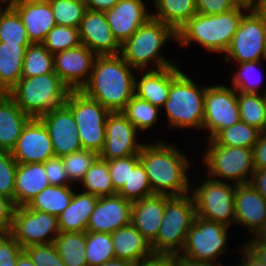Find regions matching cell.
Wrapping results in <instances>:
<instances>
[{
	"mask_svg": "<svg viewBox=\"0 0 266 266\" xmlns=\"http://www.w3.org/2000/svg\"><path fill=\"white\" fill-rule=\"evenodd\" d=\"M237 91L228 85L206 86L202 130L213 139L222 129L239 122Z\"/></svg>",
	"mask_w": 266,
	"mask_h": 266,
	"instance_id": "cell-13",
	"label": "cell"
},
{
	"mask_svg": "<svg viewBox=\"0 0 266 266\" xmlns=\"http://www.w3.org/2000/svg\"><path fill=\"white\" fill-rule=\"evenodd\" d=\"M16 266H36L29 255L23 250L18 257Z\"/></svg>",
	"mask_w": 266,
	"mask_h": 266,
	"instance_id": "cell-61",
	"label": "cell"
},
{
	"mask_svg": "<svg viewBox=\"0 0 266 266\" xmlns=\"http://www.w3.org/2000/svg\"><path fill=\"white\" fill-rule=\"evenodd\" d=\"M258 9L265 15L266 17V0H261L260 5L258 6Z\"/></svg>",
	"mask_w": 266,
	"mask_h": 266,
	"instance_id": "cell-64",
	"label": "cell"
},
{
	"mask_svg": "<svg viewBox=\"0 0 266 266\" xmlns=\"http://www.w3.org/2000/svg\"><path fill=\"white\" fill-rule=\"evenodd\" d=\"M42 44L52 54L78 47L81 44L79 28L56 25L48 32Z\"/></svg>",
	"mask_w": 266,
	"mask_h": 266,
	"instance_id": "cell-44",
	"label": "cell"
},
{
	"mask_svg": "<svg viewBox=\"0 0 266 266\" xmlns=\"http://www.w3.org/2000/svg\"><path fill=\"white\" fill-rule=\"evenodd\" d=\"M5 5H3L2 2H0V11L2 10V7H4Z\"/></svg>",
	"mask_w": 266,
	"mask_h": 266,
	"instance_id": "cell-70",
	"label": "cell"
},
{
	"mask_svg": "<svg viewBox=\"0 0 266 266\" xmlns=\"http://www.w3.org/2000/svg\"><path fill=\"white\" fill-rule=\"evenodd\" d=\"M100 266H139V262L127 261L119 258H114L105 262Z\"/></svg>",
	"mask_w": 266,
	"mask_h": 266,
	"instance_id": "cell-60",
	"label": "cell"
},
{
	"mask_svg": "<svg viewBox=\"0 0 266 266\" xmlns=\"http://www.w3.org/2000/svg\"><path fill=\"white\" fill-rule=\"evenodd\" d=\"M85 257L88 266H100L114 259L111 233L86 231Z\"/></svg>",
	"mask_w": 266,
	"mask_h": 266,
	"instance_id": "cell-40",
	"label": "cell"
},
{
	"mask_svg": "<svg viewBox=\"0 0 266 266\" xmlns=\"http://www.w3.org/2000/svg\"><path fill=\"white\" fill-rule=\"evenodd\" d=\"M241 253L240 258L247 266H265L263 262L255 255V253L244 243L236 248Z\"/></svg>",
	"mask_w": 266,
	"mask_h": 266,
	"instance_id": "cell-56",
	"label": "cell"
},
{
	"mask_svg": "<svg viewBox=\"0 0 266 266\" xmlns=\"http://www.w3.org/2000/svg\"><path fill=\"white\" fill-rule=\"evenodd\" d=\"M98 156L94 151L82 149L61 157L69 181L73 184L80 183Z\"/></svg>",
	"mask_w": 266,
	"mask_h": 266,
	"instance_id": "cell-45",
	"label": "cell"
},
{
	"mask_svg": "<svg viewBox=\"0 0 266 266\" xmlns=\"http://www.w3.org/2000/svg\"><path fill=\"white\" fill-rule=\"evenodd\" d=\"M261 133H265L266 134V115H265V122H264V125H263Z\"/></svg>",
	"mask_w": 266,
	"mask_h": 266,
	"instance_id": "cell-67",
	"label": "cell"
},
{
	"mask_svg": "<svg viewBox=\"0 0 266 266\" xmlns=\"http://www.w3.org/2000/svg\"><path fill=\"white\" fill-rule=\"evenodd\" d=\"M79 192V193H78ZM94 194L77 191L69 206L58 216L60 232H86L92 212L98 201Z\"/></svg>",
	"mask_w": 266,
	"mask_h": 266,
	"instance_id": "cell-29",
	"label": "cell"
},
{
	"mask_svg": "<svg viewBox=\"0 0 266 266\" xmlns=\"http://www.w3.org/2000/svg\"><path fill=\"white\" fill-rule=\"evenodd\" d=\"M82 45L96 55H118L121 44L117 41L107 23L104 11L87 9L79 26Z\"/></svg>",
	"mask_w": 266,
	"mask_h": 266,
	"instance_id": "cell-19",
	"label": "cell"
},
{
	"mask_svg": "<svg viewBox=\"0 0 266 266\" xmlns=\"http://www.w3.org/2000/svg\"><path fill=\"white\" fill-rule=\"evenodd\" d=\"M250 184L266 199V168L255 169Z\"/></svg>",
	"mask_w": 266,
	"mask_h": 266,
	"instance_id": "cell-54",
	"label": "cell"
},
{
	"mask_svg": "<svg viewBox=\"0 0 266 266\" xmlns=\"http://www.w3.org/2000/svg\"><path fill=\"white\" fill-rule=\"evenodd\" d=\"M75 187L50 185L43 189L29 203L28 207L51 215L59 216L70 204Z\"/></svg>",
	"mask_w": 266,
	"mask_h": 266,
	"instance_id": "cell-32",
	"label": "cell"
},
{
	"mask_svg": "<svg viewBox=\"0 0 266 266\" xmlns=\"http://www.w3.org/2000/svg\"><path fill=\"white\" fill-rule=\"evenodd\" d=\"M173 266H217L206 262H197L182 256L181 254L173 255Z\"/></svg>",
	"mask_w": 266,
	"mask_h": 266,
	"instance_id": "cell-59",
	"label": "cell"
},
{
	"mask_svg": "<svg viewBox=\"0 0 266 266\" xmlns=\"http://www.w3.org/2000/svg\"><path fill=\"white\" fill-rule=\"evenodd\" d=\"M117 194L131 202L141 200L154 194L146 171L140 161L133 169H130L128 181L125 182L122 189Z\"/></svg>",
	"mask_w": 266,
	"mask_h": 266,
	"instance_id": "cell-42",
	"label": "cell"
},
{
	"mask_svg": "<svg viewBox=\"0 0 266 266\" xmlns=\"http://www.w3.org/2000/svg\"><path fill=\"white\" fill-rule=\"evenodd\" d=\"M115 258L141 262L154 255L150 242L130 223L111 233Z\"/></svg>",
	"mask_w": 266,
	"mask_h": 266,
	"instance_id": "cell-28",
	"label": "cell"
},
{
	"mask_svg": "<svg viewBox=\"0 0 266 266\" xmlns=\"http://www.w3.org/2000/svg\"><path fill=\"white\" fill-rule=\"evenodd\" d=\"M120 54L97 55L90 78L81 91L110 112L122 111L134 96L135 73Z\"/></svg>",
	"mask_w": 266,
	"mask_h": 266,
	"instance_id": "cell-2",
	"label": "cell"
},
{
	"mask_svg": "<svg viewBox=\"0 0 266 266\" xmlns=\"http://www.w3.org/2000/svg\"><path fill=\"white\" fill-rule=\"evenodd\" d=\"M253 158L255 169L266 168V134L260 133V136L253 147Z\"/></svg>",
	"mask_w": 266,
	"mask_h": 266,
	"instance_id": "cell-53",
	"label": "cell"
},
{
	"mask_svg": "<svg viewBox=\"0 0 266 266\" xmlns=\"http://www.w3.org/2000/svg\"><path fill=\"white\" fill-rule=\"evenodd\" d=\"M39 119L48 130L55 157H63L83 149L76 121L65 105L49 111Z\"/></svg>",
	"mask_w": 266,
	"mask_h": 266,
	"instance_id": "cell-18",
	"label": "cell"
},
{
	"mask_svg": "<svg viewBox=\"0 0 266 266\" xmlns=\"http://www.w3.org/2000/svg\"><path fill=\"white\" fill-rule=\"evenodd\" d=\"M206 142L201 156L208 177L235 185L250 183L255 171L253 149L219 145L213 139Z\"/></svg>",
	"mask_w": 266,
	"mask_h": 266,
	"instance_id": "cell-8",
	"label": "cell"
},
{
	"mask_svg": "<svg viewBox=\"0 0 266 266\" xmlns=\"http://www.w3.org/2000/svg\"><path fill=\"white\" fill-rule=\"evenodd\" d=\"M196 217L191 192L182 196L165 195V211L156 238L150 243L154 254H179Z\"/></svg>",
	"mask_w": 266,
	"mask_h": 266,
	"instance_id": "cell-7",
	"label": "cell"
},
{
	"mask_svg": "<svg viewBox=\"0 0 266 266\" xmlns=\"http://www.w3.org/2000/svg\"><path fill=\"white\" fill-rule=\"evenodd\" d=\"M97 55L80 44L54 54V72L70 91H81L87 84Z\"/></svg>",
	"mask_w": 266,
	"mask_h": 266,
	"instance_id": "cell-16",
	"label": "cell"
},
{
	"mask_svg": "<svg viewBox=\"0 0 266 266\" xmlns=\"http://www.w3.org/2000/svg\"><path fill=\"white\" fill-rule=\"evenodd\" d=\"M53 244L65 266H88L86 232H60Z\"/></svg>",
	"mask_w": 266,
	"mask_h": 266,
	"instance_id": "cell-33",
	"label": "cell"
},
{
	"mask_svg": "<svg viewBox=\"0 0 266 266\" xmlns=\"http://www.w3.org/2000/svg\"><path fill=\"white\" fill-rule=\"evenodd\" d=\"M15 209L14 201L0 194V233L10 231Z\"/></svg>",
	"mask_w": 266,
	"mask_h": 266,
	"instance_id": "cell-52",
	"label": "cell"
},
{
	"mask_svg": "<svg viewBox=\"0 0 266 266\" xmlns=\"http://www.w3.org/2000/svg\"><path fill=\"white\" fill-rule=\"evenodd\" d=\"M261 63L262 61H250L237 64L238 70H234L231 74V86L240 93L259 94V90L262 91L260 88L262 77L259 69Z\"/></svg>",
	"mask_w": 266,
	"mask_h": 266,
	"instance_id": "cell-41",
	"label": "cell"
},
{
	"mask_svg": "<svg viewBox=\"0 0 266 266\" xmlns=\"http://www.w3.org/2000/svg\"><path fill=\"white\" fill-rule=\"evenodd\" d=\"M264 93L237 92L240 119L244 123L262 131L266 115V89Z\"/></svg>",
	"mask_w": 266,
	"mask_h": 266,
	"instance_id": "cell-35",
	"label": "cell"
},
{
	"mask_svg": "<svg viewBox=\"0 0 266 266\" xmlns=\"http://www.w3.org/2000/svg\"><path fill=\"white\" fill-rule=\"evenodd\" d=\"M76 2H80V3H83L84 5L87 6L89 0H75Z\"/></svg>",
	"mask_w": 266,
	"mask_h": 266,
	"instance_id": "cell-68",
	"label": "cell"
},
{
	"mask_svg": "<svg viewBox=\"0 0 266 266\" xmlns=\"http://www.w3.org/2000/svg\"><path fill=\"white\" fill-rule=\"evenodd\" d=\"M260 240L266 241V220L264 226L260 229V231L255 235Z\"/></svg>",
	"mask_w": 266,
	"mask_h": 266,
	"instance_id": "cell-63",
	"label": "cell"
},
{
	"mask_svg": "<svg viewBox=\"0 0 266 266\" xmlns=\"http://www.w3.org/2000/svg\"><path fill=\"white\" fill-rule=\"evenodd\" d=\"M83 192L94 194L97 197L112 196L117 194L114 190L108 170V161L99 156L86 171V175L79 183Z\"/></svg>",
	"mask_w": 266,
	"mask_h": 266,
	"instance_id": "cell-34",
	"label": "cell"
},
{
	"mask_svg": "<svg viewBox=\"0 0 266 266\" xmlns=\"http://www.w3.org/2000/svg\"><path fill=\"white\" fill-rule=\"evenodd\" d=\"M139 266H173V255L154 254L139 262Z\"/></svg>",
	"mask_w": 266,
	"mask_h": 266,
	"instance_id": "cell-57",
	"label": "cell"
},
{
	"mask_svg": "<svg viewBox=\"0 0 266 266\" xmlns=\"http://www.w3.org/2000/svg\"><path fill=\"white\" fill-rule=\"evenodd\" d=\"M132 202L115 194L99 197L86 231L113 233L131 223Z\"/></svg>",
	"mask_w": 266,
	"mask_h": 266,
	"instance_id": "cell-20",
	"label": "cell"
},
{
	"mask_svg": "<svg viewBox=\"0 0 266 266\" xmlns=\"http://www.w3.org/2000/svg\"><path fill=\"white\" fill-rule=\"evenodd\" d=\"M161 109L134 95L121 111L141 132L149 130L159 120Z\"/></svg>",
	"mask_w": 266,
	"mask_h": 266,
	"instance_id": "cell-36",
	"label": "cell"
},
{
	"mask_svg": "<svg viewBox=\"0 0 266 266\" xmlns=\"http://www.w3.org/2000/svg\"><path fill=\"white\" fill-rule=\"evenodd\" d=\"M228 229L224 224L196 216L179 254L197 262L223 266L218 257L228 250Z\"/></svg>",
	"mask_w": 266,
	"mask_h": 266,
	"instance_id": "cell-10",
	"label": "cell"
},
{
	"mask_svg": "<svg viewBox=\"0 0 266 266\" xmlns=\"http://www.w3.org/2000/svg\"><path fill=\"white\" fill-rule=\"evenodd\" d=\"M238 4L249 6L250 8H258L261 0H235Z\"/></svg>",
	"mask_w": 266,
	"mask_h": 266,
	"instance_id": "cell-62",
	"label": "cell"
},
{
	"mask_svg": "<svg viewBox=\"0 0 266 266\" xmlns=\"http://www.w3.org/2000/svg\"><path fill=\"white\" fill-rule=\"evenodd\" d=\"M44 163H18L15 178V205L26 206L43 189L49 187Z\"/></svg>",
	"mask_w": 266,
	"mask_h": 266,
	"instance_id": "cell-27",
	"label": "cell"
},
{
	"mask_svg": "<svg viewBox=\"0 0 266 266\" xmlns=\"http://www.w3.org/2000/svg\"><path fill=\"white\" fill-rule=\"evenodd\" d=\"M239 261L240 262L237 263V265H232V266H247L241 259Z\"/></svg>",
	"mask_w": 266,
	"mask_h": 266,
	"instance_id": "cell-69",
	"label": "cell"
},
{
	"mask_svg": "<svg viewBox=\"0 0 266 266\" xmlns=\"http://www.w3.org/2000/svg\"><path fill=\"white\" fill-rule=\"evenodd\" d=\"M0 42L19 45L32 44L21 17L10 5H5L0 11Z\"/></svg>",
	"mask_w": 266,
	"mask_h": 266,
	"instance_id": "cell-38",
	"label": "cell"
},
{
	"mask_svg": "<svg viewBox=\"0 0 266 266\" xmlns=\"http://www.w3.org/2000/svg\"><path fill=\"white\" fill-rule=\"evenodd\" d=\"M197 13L217 15L235 8L238 3L235 0H195Z\"/></svg>",
	"mask_w": 266,
	"mask_h": 266,
	"instance_id": "cell-50",
	"label": "cell"
},
{
	"mask_svg": "<svg viewBox=\"0 0 266 266\" xmlns=\"http://www.w3.org/2000/svg\"><path fill=\"white\" fill-rule=\"evenodd\" d=\"M16 1H19V0H0V2H2L3 4H6V5H11Z\"/></svg>",
	"mask_w": 266,
	"mask_h": 266,
	"instance_id": "cell-66",
	"label": "cell"
},
{
	"mask_svg": "<svg viewBox=\"0 0 266 266\" xmlns=\"http://www.w3.org/2000/svg\"><path fill=\"white\" fill-rule=\"evenodd\" d=\"M9 233L23 249L33 244L53 243L60 233L58 217L32 210L27 205L19 206L15 209Z\"/></svg>",
	"mask_w": 266,
	"mask_h": 266,
	"instance_id": "cell-14",
	"label": "cell"
},
{
	"mask_svg": "<svg viewBox=\"0 0 266 266\" xmlns=\"http://www.w3.org/2000/svg\"><path fill=\"white\" fill-rule=\"evenodd\" d=\"M64 105L76 121L82 148L99 155L105 144L106 118L110 111L82 91H70Z\"/></svg>",
	"mask_w": 266,
	"mask_h": 266,
	"instance_id": "cell-9",
	"label": "cell"
},
{
	"mask_svg": "<svg viewBox=\"0 0 266 266\" xmlns=\"http://www.w3.org/2000/svg\"><path fill=\"white\" fill-rule=\"evenodd\" d=\"M178 65L171 66V86L168 100L161 107L166 110L168 126L179 129H202L206 87L197 85Z\"/></svg>",
	"mask_w": 266,
	"mask_h": 266,
	"instance_id": "cell-4",
	"label": "cell"
},
{
	"mask_svg": "<svg viewBox=\"0 0 266 266\" xmlns=\"http://www.w3.org/2000/svg\"><path fill=\"white\" fill-rule=\"evenodd\" d=\"M261 131L239 121L236 124L222 129L213 140L219 145L251 148L255 146Z\"/></svg>",
	"mask_w": 266,
	"mask_h": 266,
	"instance_id": "cell-39",
	"label": "cell"
},
{
	"mask_svg": "<svg viewBox=\"0 0 266 266\" xmlns=\"http://www.w3.org/2000/svg\"><path fill=\"white\" fill-rule=\"evenodd\" d=\"M104 14L114 37L121 45L151 17L144 0H120Z\"/></svg>",
	"mask_w": 266,
	"mask_h": 266,
	"instance_id": "cell-21",
	"label": "cell"
},
{
	"mask_svg": "<svg viewBox=\"0 0 266 266\" xmlns=\"http://www.w3.org/2000/svg\"><path fill=\"white\" fill-rule=\"evenodd\" d=\"M170 39L176 42V32L170 26L150 17L121 45L120 55L137 71L169 67L175 63L163 57L161 51ZM151 63H154V68Z\"/></svg>",
	"mask_w": 266,
	"mask_h": 266,
	"instance_id": "cell-5",
	"label": "cell"
},
{
	"mask_svg": "<svg viewBox=\"0 0 266 266\" xmlns=\"http://www.w3.org/2000/svg\"><path fill=\"white\" fill-rule=\"evenodd\" d=\"M56 25L79 28L87 6L75 0H48Z\"/></svg>",
	"mask_w": 266,
	"mask_h": 266,
	"instance_id": "cell-43",
	"label": "cell"
},
{
	"mask_svg": "<svg viewBox=\"0 0 266 266\" xmlns=\"http://www.w3.org/2000/svg\"><path fill=\"white\" fill-rule=\"evenodd\" d=\"M17 261H6L2 262L0 266H16Z\"/></svg>",
	"mask_w": 266,
	"mask_h": 266,
	"instance_id": "cell-65",
	"label": "cell"
},
{
	"mask_svg": "<svg viewBox=\"0 0 266 266\" xmlns=\"http://www.w3.org/2000/svg\"><path fill=\"white\" fill-rule=\"evenodd\" d=\"M120 0H89L87 9L93 11H106L114 7Z\"/></svg>",
	"mask_w": 266,
	"mask_h": 266,
	"instance_id": "cell-58",
	"label": "cell"
},
{
	"mask_svg": "<svg viewBox=\"0 0 266 266\" xmlns=\"http://www.w3.org/2000/svg\"><path fill=\"white\" fill-rule=\"evenodd\" d=\"M29 45L0 42V93H8L22 78L24 55Z\"/></svg>",
	"mask_w": 266,
	"mask_h": 266,
	"instance_id": "cell-30",
	"label": "cell"
},
{
	"mask_svg": "<svg viewBox=\"0 0 266 266\" xmlns=\"http://www.w3.org/2000/svg\"><path fill=\"white\" fill-rule=\"evenodd\" d=\"M18 163L9 151H0V194L15 203V178Z\"/></svg>",
	"mask_w": 266,
	"mask_h": 266,
	"instance_id": "cell-46",
	"label": "cell"
},
{
	"mask_svg": "<svg viewBox=\"0 0 266 266\" xmlns=\"http://www.w3.org/2000/svg\"><path fill=\"white\" fill-rule=\"evenodd\" d=\"M191 189L196 216L231 227L235 224V184L214 180L206 175Z\"/></svg>",
	"mask_w": 266,
	"mask_h": 266,
	"instance_id": "cell-11",
	"label": "cell"
},
{
	"mask_svg": "<svg viewBox=\"0 0 266 266\" xmlns=\"http://www.w3.org/2000/svg\"><path fill=\"white\" fill-rule=\"evenodd\" d=\"M54 72V54L42 43H32L26 49L22 66V77H34Z\"/></svg>",
	"mask_w": 266,
	"mask_h": 266,
	"instance_id": "cell-37",
	"label": "cell"
},
{
	"mask_svg": "<svg viewBox=\"0 0 266 266\" xmlns=\"http://www.w3.org/2000/svg\"><path fill=\"white\" fill-rule=\"evenodd\" d=\"M266 60V17L258 8H250L240 20L224 63L234 64ZM236 62V63H235Z\"/></svg>",
	"mask_w": 266,
	"mask_h": 266,
	"instance_id": "cell-12",
	"label": "cell"
},
{
	"mask_svg": "<svg viewBox=\"0 0 266 266\" xmlns=\"http://www.w3.org/2000/svg\"><path fill=\"white\" fill-rule=\"evenodd\" d=\"M140 161L139 155L108 160V170L114 190L118 193L130 176V169Z\"/></svg>",
	"mask_w": 266,
	"mask_h": 266,
	"instance_id": "cell-47",
	"label": "cell"
},
{
	"mask_svg": "<svg viewBox=\"0 0 266 266\" xmlns=\"http://www.w3.org/2000/svg\"><path fill=\"white\" fill-rule=\"evenodd\" d=\"M70 89L56 73L22 77L7 93L30 118H40L65 104Z\"/></svg>",
	"mask_w": 266,
	"mask_h": 266,
	"instance_id": "cell-6",
	"label": "cell"
},
{
	"mask_svg": "<svg viewBox=\"0 0 266 266\" xmlns=\"http://www.w3.org/2000/svg\"><path fill=\"white\" fill-rule=\"evenodd\" d=\"M185 155L175 145L159 139L142 146L139 158L154 194L182 196L191 192L193 185L187 172L192 164Z\"/></svg>",
	"mask_w": 266,
	"mask_h": 266,
	"instance_id": "cell-1",
	"label": "cell"
},
{
	"mask_svg": "<svg viewBox=\"0 0 266 266\" xmlns=\"http://www.w3.org/2000/svg\"><path fill=\"white\" fill-rule=\"evenodd\" d=\"M156 12L151 17L170 26L175 32L197 14L195 0H153Z\"/></svg>",
	"mask_w": 266,
	"mask_h": 266,
	"instance_id": "cell-31",
	"label": "cell"
},
{
	"mask_svg": "<svg viewBox=\"0 0 266 266\" xmlns=\"http://www.w3.org/2000/svg\"><path fill=\"white\" fill-rule=\"evenodd\" d=\"M165 211V194H153L132 202L131 224L150 243L156 238Z\"/></svg>",
	"mask_w": 266,
	"mask_h": 266,
	"instance_id": "cell-24",
	"label": "cell"
},
{
	"mask_svg": "<svg viewBox=\"0 0 266 266\" xmlns=\"http://www.w3.org/2000/svg\"><path fill=\"white\" fill-rule=\"evenodd\" d=\"M23 251L20 244L9 233H0V264L6 261H17Z\"/></svg>",
	"mask_w": 266,
	"mask_h": 266,
	"instance_id": "cell-51",
	"label": "cell"
},
{
	"mask_svg": "<svg viewBox=\"0 0 266 266\" xmlns=\"http://www.w3.org/2000/svg\"><path fill=\"white\" fill-rule=\"evenodd\" d=\"M45 173L50 185L71 186L61 157L48 159L44 163ZM71 184V185H70Z\"/></svg>",
	"mask_w": 266,
	"mask_h": 266,
	"instance_id": "cell-49",
	"label": "cell"
},
{
	"mask_svg": "<svg viewBox=\"0 0 266 266\" xmlns=\"http://www.w3.org/2000/svg\"><path fill=\"white\" fill-rule=\"evenodd\" d=\"M139 79L135 77L134 95L161 108L168 100L171 86V66L154 69L139 70Z\"/></svg>",
	"mask_w": 266,
	"mask_h": 266,
	"instance_id": "cell-26",
	"label": "cell"
},
{
	"mask_svg": "<svg viewBox=\"0 0 266 266\" xmlns=\"http://www.w3.org/2000/svg\"><path fill=\"white\" fill-rule=\"evenodd\" d=\"M266 266V241L260 240L255 235L244 242Z\"/></svg>",
	"mask_w": 266,
	"mask_h": 266,
	"instance_id": "cell-55",
	"label": "cell"
},
{
	"mask_svg": "<svg viewBox=\"0 0 266 266\" xmlns=\"http://www.w3.org/2000/svg\"><path fill=\"white\" fill-rule=\"evenodd\" d=\"M11 155L17 163H45L55 157L48 130L39 118H31L23 127Z\"/></svg>",
	"mask_w": 266,
	"mask_h": 266,
	"instance_id": "cell-17",
	"label": "cell"
},
{
	"mask_svg": "<svg viewBox=\"0 0 266 266\" xmlns=\"http://www.w3.org/2000/svg\"><path fill=\"white\" fill-rule=\"evenodd\" d=\"M249 6L238 4L228 12L217 15L195 14L177 32L176 43L184 48L193 42L210 53H226L243 15Z\"/></svg>",
	"mask_w": 266,
	"mask_h": 266,
	"instance_id": "cell-3",
	"label": "cell"
},
{
	"mask_svg": "<svg viewBox=\"0 0 266 266\" xmlns=\"http://www.w3.org/2000/svg\"><path fill=\"white\" fill-rule=\"evenodd\" d=\"M30 119L8 94L0 93V151H12Z\"/></svg>",
	"mask_w": 266,
	"mask_h": 266,
	"instance_id": "cell-25",
	"label": "cell"
},
{
	"mask_svg": "<svg viewBox=\"0 0 266 266\" xmlns=\"http://www.w3.org/2000/svg\"><path fill=\"white\" fill-rule=\"evenodd\" d=\"M138 130L121 111L110 112L106 118L105 144L99 157L112 160L132 155H139L145 144L139 143Z\"/></svg>",
	"mask_w": 266,
	"mask_h": 266,
	"instance_id": "cell-15",
	"label": "cell"
},
{
	"mask_svg": "<svg viewBox=\"0 0 266 266\" xmlns=\"http://www.w3.org/2000/svg\"><path fill=\"white\" fill-rule=\"evenodd\" d=\"M235 225H244L256 235L266 220V199L250 183L235 185Z\"/></svg>",
	"mask_w": 266,
	"mask_h": 266,
	"instance_id": "cell-22",
	"label": "cell"
},
{
	"mask_svg": "<svg viewBox=\"0 0 266 266\" xmlns=\"http://www.w3.org/2000/svg\"><path fill=\"white\" fill-rule=\"evenodd\" d=\"M21 17L31 43H43L56 26L48 0H19L10 5Z\"/></svg>",
	"mask_w": 266,
	"mask_h": 266,
	"instance_id": "cell-23",
	"label": "cell"
},
{
	"mask_svg": "<svg viewBox=\"0 0 266 266\" xmlns=\"http://www.w3.org/2000/svg\"><path fill=\"white\" fill-rule=\"evenodd\" d=\"M23 250L36 266H65L53 243L33 244Z\"/></svg>",
	"mask_w": 266,
	"mask_h": 266,
	"instance_id": "cell-48",
	"label": "cell"
}]
</instances>
